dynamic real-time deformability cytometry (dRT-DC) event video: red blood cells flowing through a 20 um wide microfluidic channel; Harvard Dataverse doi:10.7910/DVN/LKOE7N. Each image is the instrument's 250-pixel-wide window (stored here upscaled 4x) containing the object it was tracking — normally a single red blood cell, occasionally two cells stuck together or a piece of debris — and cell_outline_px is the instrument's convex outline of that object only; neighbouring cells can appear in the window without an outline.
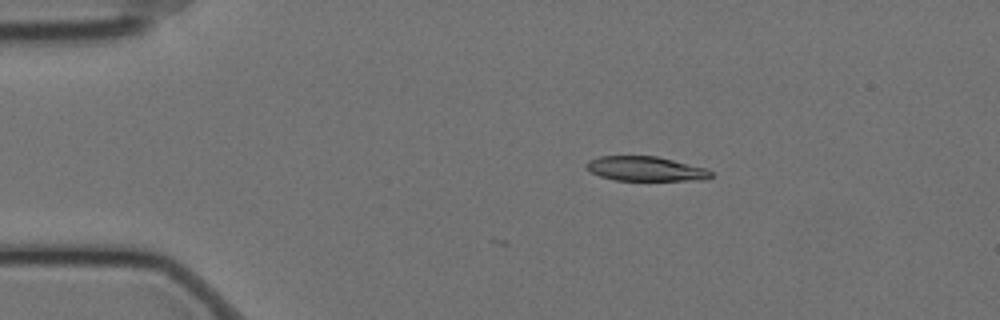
{"species": "Egyptian fruit bat (a non-hibernating species)", "species_latin": "Rousettus aegyptiacus", "temperature_condition": "cold", "stored_images_in_passage": 2, "camera_frame_rate_fps": 3000, "um_per_image_px": 0.085, "animal": {"sex": "female"}, "frame": {"image": 1, "passage_image": 2, "time_ms": 0.333, "image_size_px": [1000, 320], "cell_outline_px": [[712, 176], [708, 180], [616, 180], [600, 176], [592, 172], [588, 168], [588, 160], [600, 156], [656, 156], [704, 168], [712, 172]], "centroid_in_image_um": [54.9, 14.35], "position_along_channel_um": 30.1, "area_um2": 17.51}}